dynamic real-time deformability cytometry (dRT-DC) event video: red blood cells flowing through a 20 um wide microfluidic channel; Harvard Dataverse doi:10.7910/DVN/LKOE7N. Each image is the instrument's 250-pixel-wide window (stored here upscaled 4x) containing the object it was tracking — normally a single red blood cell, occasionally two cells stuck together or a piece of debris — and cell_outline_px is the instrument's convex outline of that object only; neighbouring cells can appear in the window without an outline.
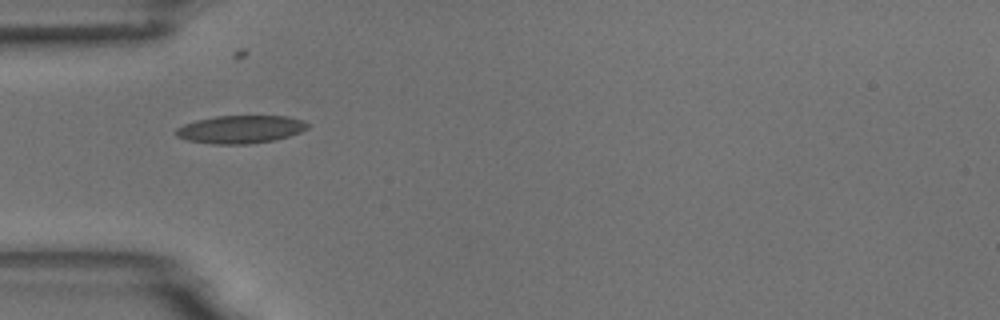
{"species": "common noctule bat (a hibernating species)", "species_latin": "Nyctalus noctula", "temperature_condition": "room temperature", "stored_images_in_passage": 32, "camera_frame_rate_fps": 3000, "um_per_image_px": 0.085, "animal": {"sex": "male", "body_mass_g": 18.8}, "frame": {"image": 1, "passage_image": 1, "time_ms": 0.0, "image_size_px": [1000, 320], "cell_outline_px": [[312, 124], [308, 128], [300, 132], [288, 136], [272, 140], [248, 144], [212, 144], [188, 140], [176, 136], [176, 128], [184, 124], [196, 120], [216, 116], [288, 116], [304, 120]], "centroid_in_image_um": [20.47, 10.98], "position_along_channel_um": 64.5, "area_um2": 21.44}}
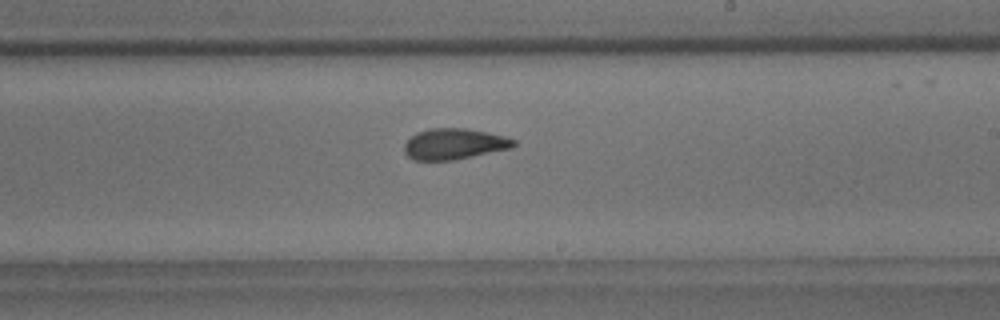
{"frame": {"image": 2, "passage_image": 16, "time_ms": 5.0, "image_size_px": [1000, 320], "cell_outline_px": [[516, 144], [512, 148], [452, 160], [412, 160], [404, 152], [404, 144], [416, 132], [428, 128], [468, 128], [488, 132], [504, 136], [516, 140]], "centroid_in_image_um": [38.6, 12.22], "position_along_channel_um": 250.4, "area_um2": 19.77}}
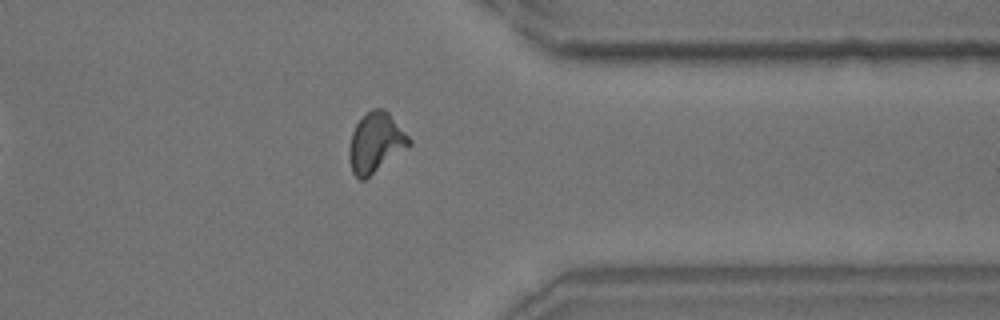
{"frame": {"image": 3, "passage_image": 27, "time_ms": 8.667, "image_size_px": [1000, 320], "cell_outline_px": [[412, 144], [364, 180], [360, 180], [352, 172], [348, 152], [348, 148], [352, 132], [356, 124], [372, 108], [384, 108], [388, 112], [412, 140]], "centroid_in_image_um": [31.93, 12.12], "position_along_channel_um": 379.5, "area_um2": 20.69}, "authors_computed_cell_mechanics": {"area_um2": 20.0855, "velocity_mm_per_s": 3.72, "shape_relaxation_time_tau1_ms": null, "shape_relaxation_time_tau2_ms": 2.3851, "deformation_change_tau1": null, "deformation_change_tau2": 0.0907}}